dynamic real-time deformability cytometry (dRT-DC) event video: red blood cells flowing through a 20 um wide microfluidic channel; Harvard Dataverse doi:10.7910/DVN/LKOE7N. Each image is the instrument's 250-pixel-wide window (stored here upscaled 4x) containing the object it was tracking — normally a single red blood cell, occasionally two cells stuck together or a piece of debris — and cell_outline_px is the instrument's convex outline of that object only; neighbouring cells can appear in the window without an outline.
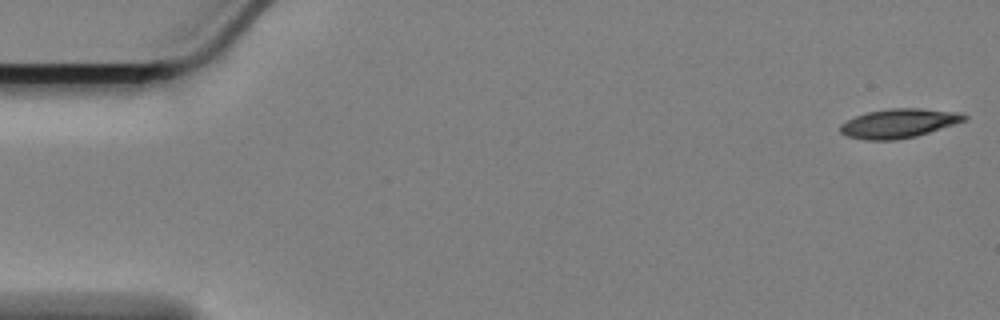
{"species": "Egyptian fruit bat (a non-hibernating species)", "species_latin": "Rousettus aegyptiacus", "temperature_condition": "cold", "stored_images_in_passage": 16, "camera_frame_rate_fps": 3000, "um_per_image_px": 0.085, "animal": {"sex": "female"}, "frame": {"image": 1, "passage_image": 1, "time_ms": 0.0, "image_size_px": [1000, 320], "cell_outline_px": [[968, 116], [964, 120], [916, 136], [896, 140], [868, 140], [848, 136], [840, 132], [840, 124], [856, 116], [868, 112], [892, 108], [920, 108], [960, 112]], "centroid_in_image_um": [76.38, 10.48], "position_along_channel_um": 8.6, "area_um2": 20.69}}
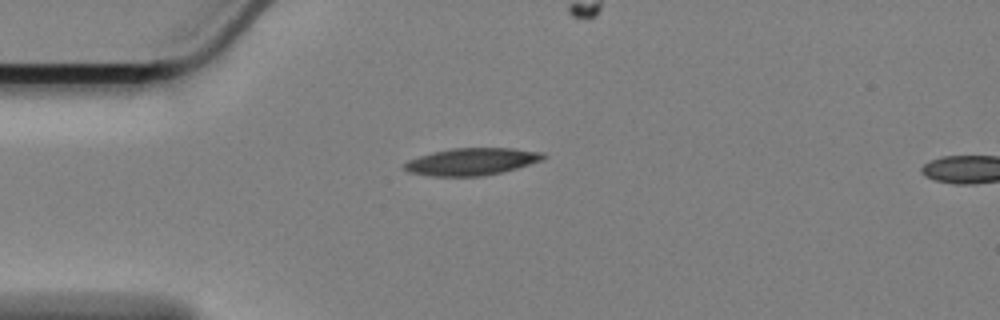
{"frame": {"image": 2, "passage_image": 14, "time_ms": 4.333, "image_size_px": [1000, 320], "cell_outline_px": [[548, 156], [540, 160], [516, 168], [500, 172], [480, 176], [432, 176], [408, 172], [404, 168], [404, 164], [408, 160], [432, 152], [452, 148], [512, 148], [544, 152]], "centroid_in_image_um": [40.09, 13.73], "position_along_channel_um": 44.9, "area_um2": 21.79}}